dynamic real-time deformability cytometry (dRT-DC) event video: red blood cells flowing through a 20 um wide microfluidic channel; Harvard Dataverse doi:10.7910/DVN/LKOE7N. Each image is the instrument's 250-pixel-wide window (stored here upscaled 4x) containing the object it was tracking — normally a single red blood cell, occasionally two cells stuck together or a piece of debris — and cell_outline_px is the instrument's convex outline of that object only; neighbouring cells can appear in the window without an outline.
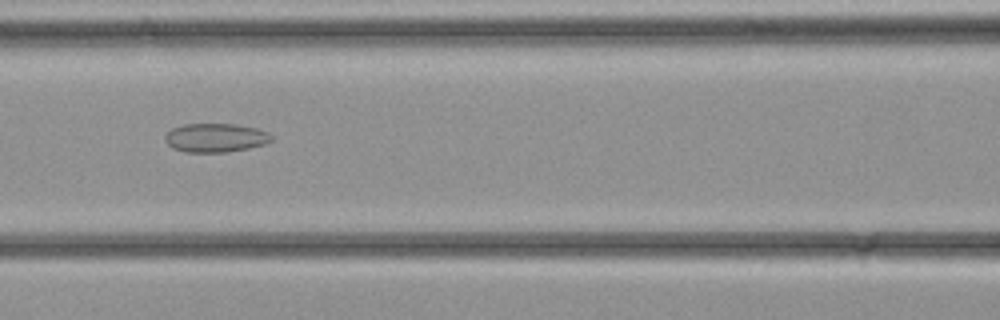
{"species": "common noctule bat (a hibernating species)", "species_latin": "Nyctalus noctula", "temperature_condition": "cold", "stored_images_in_passage": 26, "camera_frame_rate_fps": 3000, "um_per_image_px": 0.085, "animal": {"sex": "female", "body_mass_g": 21.9}, "frame": {"image": 1, "passage_image": 8, "time_ms": 2.333, "image_size_px": [1000, 320], "cell_outline_px": [[272, 140], [264, 144], [248, 148], [228, 152], [184, 152], [172, 148], [164, 140], [164, 136], [172, 128], [184, 124], [236, 124], [256, 128], [268, 132], [272, 136]], "centroid_in_image_um": [18.3, 11.71], "position_along_channel_um": 148.3, "area_um2": 17.92}}
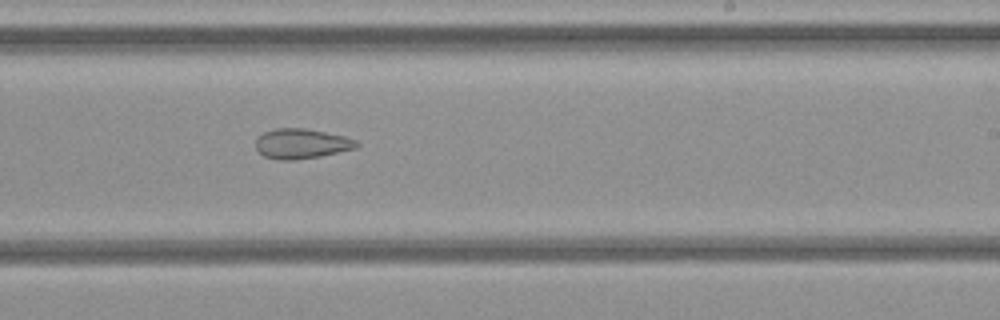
{"frame": {"image": 2, "passage_image": 14, "time_ms": 4.333, "image_size_px": [1000, 320], "cell_outline_px": [[360, 144], [356, 148], [320, 156], [292, 160], [276, 160], [264, 156], [256, 148], [256, 140], [264, 132], [276, 128], [304, 128], [344, 136], [356, 140]], "centroid_in_image_um": [25.62, 12.21], "position_along_channel_um": 263.4, "area_um2": 17.46}}
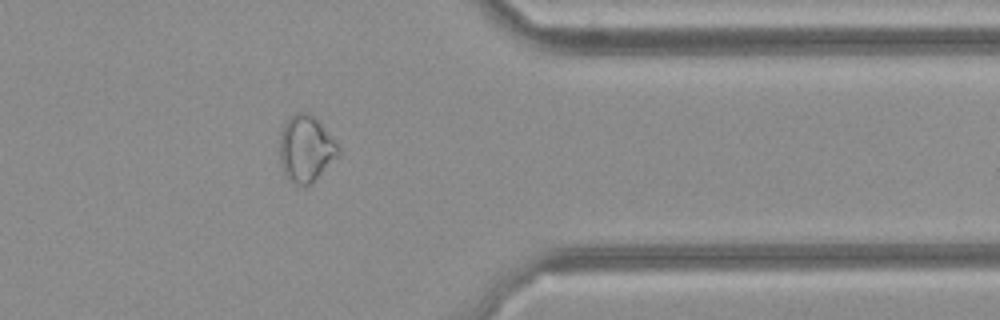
{"frame": {"image": 3, "passage_image": 21, "time_ms": 6.667, "image_size_px": [1000, 320], "cell_outline_px": [[340, 156], [312, 184], [292, 184], [288, 180], [280, 164], [280, 132], [284, 124], [296, 112], [308, 112], [324, 128], [340, 148]], "centroid_in_image_um": [26.01, 12.68], "position_along_channel_um": 385.4, "area_um2": 22.72}}